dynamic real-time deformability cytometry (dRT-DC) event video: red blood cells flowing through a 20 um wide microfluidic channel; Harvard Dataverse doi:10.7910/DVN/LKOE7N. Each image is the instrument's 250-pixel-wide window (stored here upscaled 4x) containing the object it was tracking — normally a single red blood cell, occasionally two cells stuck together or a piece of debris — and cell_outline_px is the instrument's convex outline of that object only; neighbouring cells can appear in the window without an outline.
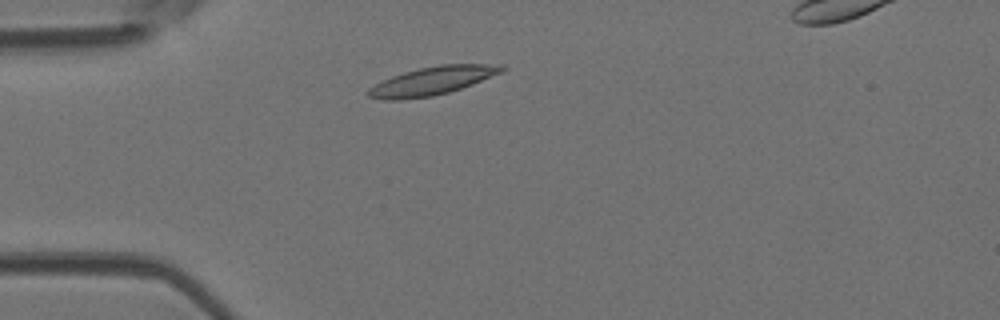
{"species": "Egyptian fruit bat (a non-hibernating species)", "species_latin": "Rousettus aegyptiacus", "temperature_condition": "room temperature", "stored_images_in_passage": 3, "camera_frame_rate_fps": 3000, "um_per_image_px": 0.085, "animal": {"sex": "female"}, "frame": {"image": 1, "passage_image": 2, "time_ms": 0.333, "image_size_px": [1000, 320], "cell_outline_px": [[508, 68], [504, 72], [472, 84], [448, 92], [432, 96], [400, 100], [384, 100], [368, 96], [364, 92], [368, 88], [380, 80], [404, 72], [420, 68], [440, 64], [504, 64]], "centroid_in_image_um": [36.74, 6.86], "position_along_channel_um": 48.3, "area_um2": 22.25}}